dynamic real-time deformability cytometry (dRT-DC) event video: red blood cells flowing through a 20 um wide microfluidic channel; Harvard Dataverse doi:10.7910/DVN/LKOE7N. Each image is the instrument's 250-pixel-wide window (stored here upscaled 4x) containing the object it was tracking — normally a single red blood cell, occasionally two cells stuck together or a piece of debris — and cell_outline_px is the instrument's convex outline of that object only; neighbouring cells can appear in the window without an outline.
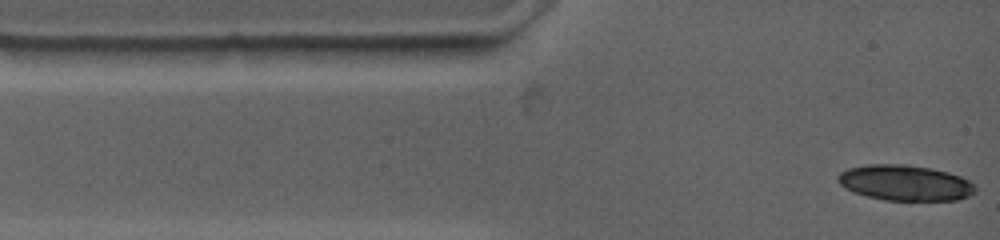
{"species": "common noctule bat (a hibernating species)", "species_latin": "Nyctalus noctula", "temperature_condition": "warm", "stored_images_in_passage": 9, "segment_of_instrument_passage": [1, 2], "camera_frame_rate_fps": 4500, "um_per_image_px": 0.085, "animal": {"sex": "female", "body_mass_g": 19.0, "forearm_length_mm": 53.3}, "frame": {"image": 1, "passage_image": 1, "time_ms": 0.0, "image_size_px": [1000, 240], "cell_outline_px": [[976, 192], [968, 196], [956, 200], [884, 200], [868, 196], [856, 192], [840, 184], [840, 172], [848, 168], [868, 164], [908, 164], [932, 168], [948, 172], [960, 176], [968, 180], [976, 188]], "centroid_in_image_um": [76.98, 15.53], "position_along_channel_um": 8.0, "area_um2": 28.21}}